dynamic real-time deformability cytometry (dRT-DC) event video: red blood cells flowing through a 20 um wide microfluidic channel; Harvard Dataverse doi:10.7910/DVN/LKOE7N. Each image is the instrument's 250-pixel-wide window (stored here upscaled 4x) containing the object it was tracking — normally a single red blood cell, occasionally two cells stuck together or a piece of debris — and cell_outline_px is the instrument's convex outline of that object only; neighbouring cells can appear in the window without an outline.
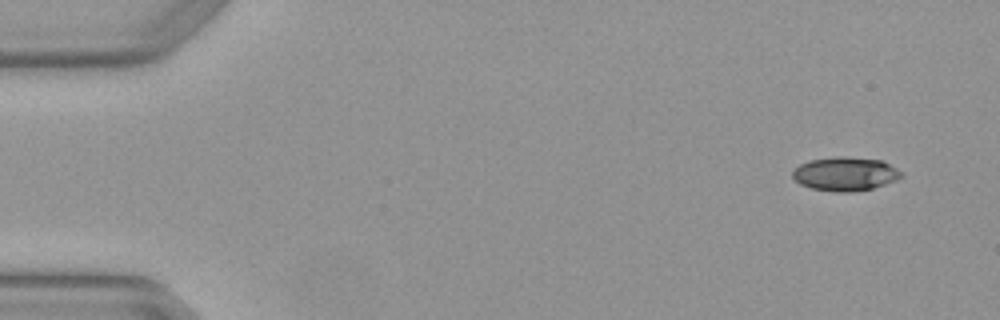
{"species": "Egyptian fruit bat (a non-hibernating species)", "species_latin": "Rousettus aegyptiacus", "temperature_condition": "warm", "stored_images_in_passage": 4, "camera_frame_rate_fps": 3000, "um_per_image_px": 0.085, "animal": {"sex": "female"}, "frame": {"image": 1, "passage_image": 1, "time_ms": 0.0, "image_size_px": [1000, 320], "cell_outline_px": [[904, 176], [896, 180], [872, 188], [852, 192], [836, 192], [812, 188], [800, 184], [792, 176], [792, 172], [800, 164], [808, 160], [836, 156], [840, 156], [880, 160], [896, 168]], "centroid_in_image_um": [71.82, 14.78], "position_along_channel_um": 13.2, "area_um2": 21.21}}
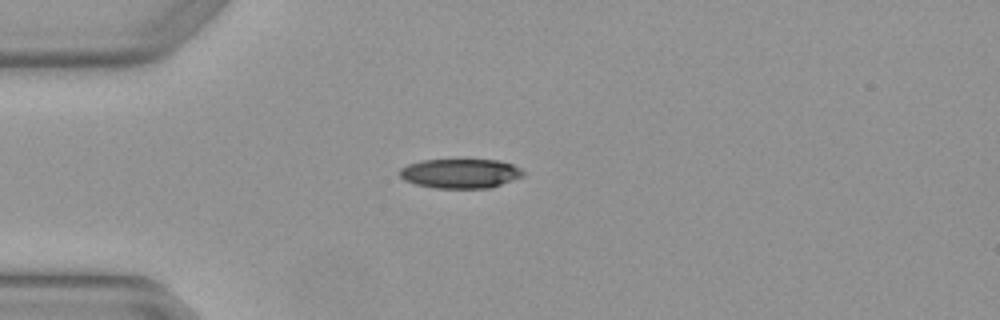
{"frame": {"image": 2, "passage_image": 4, "time_ms": 1.0, "image_size_px": [1000, 320], "cell_outline_px": [[524, 176], [492, 188], [432, 188], [416, 184], [404, 180], [400, 176], [400, 168], [408, 164], [424, 160], [496, 160], [512, 164], [520, 168], [524, 172]], "centroid_in_image_um": [39.14, 14.75], "position_along_channel_um": 45.9, "area_um2": 21.21}}